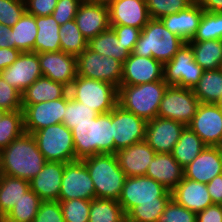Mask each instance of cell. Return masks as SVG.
<instances>
[{"instance_id":"1","label":"cell","mask_w":222,"mask_h":222,"mask_svg":"<svg viewBox=\"0 0 222 222\" xmlns=\"http://www.w3.org/2000/svg\"><path fill=\"white\" fill-rule=\"evenodd\" d=\"M46 162L33 135L24 132L0 151V174L30 181Z\"/></svg>"},{"instance_id":"2","label":"cell","mask_w":222,"mask_h":222,"mask_svg":"<svg viewBox=\"0 0 222 222\" xmlns=\"http://www.w3.org/2000/svg\"><path fill=\"white\" fill-rule=\"evenodd\" d=\"M72 136L77 160L95 154H114L111 111L99 114L89 123L75 124Z\"/></svg>"},{"instance_id":"3","label":"cell","mask_w":222,"mask_h":222,"mask_svg":"<svg viewBox=\"0 0 222 222\" xmlns=\"http://www.w3.org/2000/svg\"><path fill=\"white\" fill-rule=\"evenodd\" d=\"M82 161L94 183L95 198L118 200L127 176L116 154H95Z\"/></svg>"},{"instance_id":"4","label":"cell","mask_w":222,"mask_h":222,"mask_svg":"<svg viewBox=\"0 0 222 222\" xmlns=\"http://www.w3.org/2000/svg\"><path fill=\"white\" fill-rule=\"evenodd\" d=\"M185 42L165 27L160 19H150L143 27L133 54L152 57L163 64L170 61Z\"/></svg>"},{"instance_id":"5","label":"cell","mask_w":222,"mask_h":222,"mask_svg":"<svg viewBox=\"0 0 222 222\" xmlns=\"http://www.w3.org/2000/svg\"><path fill=\"white\" fill-rule=\"evenodd\" d=\"M169 85L155 81L140 85H121L118 88V105L146 121L157 117L160 102Z\"/></svg>"},{"instance_id":"6","label":"cell","mask_w":222,"mask_h":222,"mask_svg":"<svg viewBox=\"0 0 222 222\" xmlns=\"http://www.w3.org/2000/svg\"><path fill=\"white\" fill-rule=\"evenodd\" d=\"M72 99L95 110L98 114L108 113L118 104V88L95 79L77 76L69 87Z\"/></svg>"},{"instance_id":"7","label":"cell","mask_w":222,"mask_h":222,"mask_svg":"<svg viewBox=\"0 0 222 222\" xmlns=\"http://www.w3.org/2000/svg\"><path fill=\"white\" fill-rule=\"evenodd\" d=\"M32 135L46 161L69 163L77 160L72 130L65 124L50 125Z\"/></svg>"},{"instance_id":"8","label":"cell","mask_w":222,"mask_h":222,"mask_svg":"<svg viewBox=\"0 0 222 222\" xmlns=\"http://www.w3.org/2000/svg\"><path fill=\"white\" fill-rule=\"evenodd\" d=\"M172 193L147 176L127 177L118 199L127 215L135 206L148 202H169Z\"/></svg>"},{"instance_id":"9","label":"cell","mask_w":222,"mask_h":222,"mask_svg":"<svg viewBox=\"0 0 222 222\" xmlns=\"http://www.w3.org/2000/svg\"><path fill=\"white\" fill-rule=\"evenodd\" d=\"M122 74L123 63L88 47L77 56V76L108 82L119 88Z\"/></svg>"},{"instance_id":"10","label":"cell","mask_w":222,"mask_h":222,"mask_svg":"<svg viewBox=\"0 0 222 222\" xmlns=\"http://www.w3.org/2000/svg\"><path fill=\"white\" fill-rule=\"evenodd\" d=\"M203 72L194 60L191 47L184 43L174 57L164 63L163 80L169 86L193 89Z\"/></svg>"},{"instance_id":"11","label":"cell","mask_w":222,"mask_h":222,"mask_svg":"<svg viewBox=\"0 0 222 222\" xmlns=\"http://www.w3.org/2000/svg\"><path fill=\"white\" fill-rule=\"evenodd\" d=\"M200 101L189 88L168 86L160 102L157 116L185 124L191 122Z\"/></svg>"},{"instance_id":"12","label":"cell","mask_w":222,"mask_h":222,"mask_svg":"<svg viewBox=\"0 0 222 222\" xmlns=\"http://www.w3.org/2000/svg\"><path fill=\"white\" fill-rule=\"evenodd\" d=\"M147 121L116 105L111 111L114 154L135 143L145 140Z\"/></svg>"},{"instance_id":"13","label":"cell","mask_w":222,"mask_h":222,"mask_svg":"<svg viewBox=\"0 0 222 222\" xmlns=\"http://www.w3.org/2000/svg\"><path fill=\"white\" fill-rule=\"evenodd\" d=\"M95 198L94 183L82 160L65 164L58 201Z\"/></svg>"},{"instance_id":"14","label":"cell","mask_w":222,"mask_h":222,"mask_svg":"<svg viewBox=\"0 0 222 222\" xmlns=\"http://www.w3.org/2000/svg\"><path fill=\"white\" fill-rule=\"evenodd\" d=\"M66 110V96L38 104H22L24 130L34 133L50 125L63 122Z\"/></svg>"},{"instance_id":"15","label":"cell","mask_w":222,"mask_h":222,"mask_svg":"<svg viewBox=\"0 0 222 222\" xmlns=\"http://www.w3.org/2000/svg\"><path fill=\"white\" fill-rule=\"evenodd\" d=\"M207 146L222 147V111L213 103H200L187 125Z\"/></svg>"},{"instance_id":"16","label":"cell","mask_w":222,"mask_h":222,"mask_svg":"<svg viewBox=\"0 0 222 222\" xmlns=\"http://www.w3.org/2000/svg\"><path fill=\"white\" fill-rule=\"evenodd\" d=\"M185 127L181 122L157 116L147 121L145 141L156 153H171Z\"/></svg>"},{"instance_id":"17","label":"cell","mask_w":222,"mask_h":222,"mask_svg":"<svg viewBox=\"0 0 222 222\" xmlns=\"http://www.w3.org/2000/svg\"><path fill=\"white\" fill-rule=\"evenodd\" d=\"M74 20L87 41L111 27L108 4L97 0H83Z\"/></svg>"},{"instance_id":"18","label":"cell","mask_w":222,"mask_h":222,"mask_svg":"<svg viewBox=\"0 0 222 222\" xmlns=\"http://www.w3.org/2000/svg\"><path fill=\"white\" fill-rule=\"evenodd\" d=\"M0 76L22 94L35 80L43 76L38 53L21 52L12 65L0 72Z\"/></svg>"},{"instance_id":"19","label":"cell","mask_w":222,"mask_h":222,"mask_svg":"<svg viewBox=\"0 0 222 222\" xmlns=\"http://www.w3.org/2000/svg\"><path fill=\"white\" fill-rule=\"evenodd\" d=\"M43 76L68 88L77 77V57L63 51L38 53Z\"/></svg>"},{"instance_id":"20","label":"cell","mask_w":222,"mask_h":222,"mask_svg":"<svg viewBox=\"0 0 222 222\" xmlns=\"http://www.w3.org/2000/svg\"><path fill=\"white\" fill-rule=\"evenodd\" d=\"M163 70L162 62L131 53L123 63L121 85H140L163 80Z\"/></svg>"},{"instance_id":"21","label":"cell","mask_w":222,"mask_h":222,"mask_svg":"<svg viewBox=\"0 0 222 222\" xmlns=\"http://www.w3.org/2000/svg\"><path fill=\"white\" fill-rule=\"evenodd\" d=\"M222 174V147L206 146L202 152L184 168V177L200 183H209Z\"/></svg>"},{"instance_id":"22","label":"cell","mask_w":222,"mask_h":222,"mask_svg":"<svg viewBox=\"0 0 222 222\" xmlns=\"http://www.w3.org/2000/svg\"><path fill=\"white\" fill-rule=\"evenodd\" d=\"M108 8L110 25H126L143 29L150 20L146 0H111Z\"/></svg>"},{"instance_id":"23","label":"cell","mask_w":222,"mask_h":222,"mask_svg":"<svg viewBox=\"0 0 222 222\" xmlns=\"http://www.w3.org/2000/svg\"><path fill=\"white\" fill-rule=\"evenodd\" d=\"M120 168L127 177L145 176L156 152L145 140L117 151Z\"/></svg>"},{"instance_id":"24","label":"cell","mask_w":222,"mask_h":222,"mask_svg":"<svg viewBox=\"0 0 222 222\" xmlns=\"http://www.w3.org/2000/svg\"><path fill=\"white\" fill-rule=\"evenodd\" d=\"M65 164L47 161L43 169L30 180V189L42 201H58Z\"/></svg>"},{"instance_id":"25","label":"cell","mask_w":222,"mask_h":222,"mask_svg":"<svg viewBox=\"0 0 222 222\" xmlns=\"http://www.w3.org/2000/svg\"><path fill=\"white\" fill-rule=\"evenodd\" d=\"M172 199L188 210L198 213L213 205L205 183L183 178L171 191Z\"/></svg>"},{"instance_id":"26","label":"cell","mask_w":222,"mask_h":222,"mask_svg":"<svg viewBox=\"0 0 222 222\" xmlns=\"http://www.w3.org/2000/svg\"><path fill=\"white\" fill-rule=\"evenodd\" d=\"M145 176L154 179L171 192L183 180L184 168L171 153H156Z\"/></svg>"},{"instance_id":"27","label":"cell","mask_w":222,"mask_h":222,"mask_svg":"<svg viewBox=\"0 0 222 222\" xmlns=\"http://www.w3.org/2000/svg\"><path fill=\"white\" fill-rule=\"evenodd\" d=\"M203 12L204 9L195 2L189 8L166 15L160 20L167 29L187 43L196 34Z\"/></svg>"},{"instance_id":"28","label":"cell","mask_w":222,"mask_h":222,"mask_svg":"<svg viewBox=\"0 0 222 222\" xmlns=\"http://www.w3.org/2000/svg\"><path fill=\"white\" fill-rule=\"evenodd\" d=\"M69 88L52 79L41 76L35 80L22 94V104H38L65 97Z\"/></svg>"},{"instance_id":"29","label":"cell","mask_w":222,"mask_h":222,"mask_svg":"<svg viewBox=\"0 0 222 222\" xmlns=\"http://www.w3.org/2000/svg\"><path fill=\"white\" fill-rule=\"evenodd\" d=\"M37 36L34 44V52H56L61 51L59 30L60 25L49 16L36 17Z\"/></svg>"},{"instance_id":"30","label":"cell","mask_w":222,"mask_h":222,"mask_svg":"<svg viewBox=\"0 0 222 222\" xmlns=\"http://www.w3.org/2000/svg\"><path fill=\"white\" fill-rule=\"evenodd\" d=\"M87 47L100 55L114 58L121 63H124L131 54L121 40L117 38L111 27L90 39Z\"/></svg>"},{"instance_id":"31","label":"cell","mask_w":222,"mask_h":222,"mask_svg":"<svg viewBox=\"0 0 222 222\" xmlns=\"http://www.w3.org/2000/svg\"><path fill=\"white\" fill-rule=\"evenodd\" d=\"M195 62L204 70L222 68V40L188 41Z\"/></svg>"},{"instance_id":"32","label":"cell","mask_w":222,"mask_h":222,"mask_svg":"<svg viewBox=\"0 0 222 222\" xmlns=\"http://www.w3.org/2000/svg\"><path fill=\"white\" fill-rule=\"evenodd\" d=\"M29 189L30 181L0 174V217H5Z\"/></svg>"},{"instance_id":"33","label":"cell","mask_w":222,"mask_h":222,"mask_svg":"<svg viewBox=\"0 0 222 222\" xmlns=\"http://www.w3.org/2000/svg\"><path fill=\"white\" fill-rule=\"evenodd\" d=\"M206 146L201 138L186 126L171 154L183 168H186Z\"/></svg>"},{"instance_id":"34","label":"cell","mask_w":222,"mask_h":222,"mask_svg":"<svg viewBox=\"0 0 222 222\" xmlns=\"http://www.w3.org/2000/svg\"><path fill=\"white\" fill-rule=\"evenodd\" d=\"M37 36L36 17L25 12L11 27V48L21 52H34Z\"/></svg>"},{"instance_id":"35","label":"cell","mask_w":222,"mask_h":222,"mask_svg":"<svg viewBox=\"0 0 222 222\" xmlns=\"http://www.w3.org/2000/svg\"><path fill=\"white\" fill-rule=\"evenodd\" d=\"M192 90L200 103L215 104L222 95V68L204 70L199 82Z\"/></svg>"},{"instance_id":"36","label":"cell","mask_w":222,"mask_h":222,"mask_svg":"<svg viewBox=\"0 0 222 222\" xmlns=\"http://www.w3.org/2000/svg\"><path fill=\"white\" fill-rule=\"evenodd\" d=\"M89 222H126V214L114 199L91 200Z\"/></svg>"},{"instance_id":"37","label":"cell","mask_w":222,"mask_h":222,"mask_svg":"<svg viewBox=\"0 0 222 222\" xmlns=\"http://www.w3.org/2000/svg\"><path fill=\"white\" fill-rule=\"evenodd\" d=\"M59 39L61 51L76 57L87 48L88 44V41L78 29L75 20H71L60 26Z\"/></svg>"},{"instance_id":"38","label":"cell","mask_w":222,"mask_h":222,"mask_svg":"<svg viewBox=\"0 0 222 222\" xmlns=\"http://www.w3.org/2000/svg\"><path fill=\"white\" fill-rule=\"evenodd\" d=\"M41 202L40 197L29 189L5 218L14 222H33Z\"/></svg>"},{"instance_id":"39","label":"cell","mask_w":222,"mask_h":222,"mask_svg":"<svg viewBox=\"0 0 222 222\" xmlns=\"http://www.w3.org/2000/svg\"><path fill=\"white\" fill-rule=\"evenodd\" d=\"M24 132L22 110L6 112L0 120V151Z\"/></svg>"},{"instance_id":"40","label":"cell","mask_w":222,"mask_h":222,"mask_svg":"<svg viewBox=\"0 0 222 222\" xmlns=\"http://www.w3.org/2000/svg\"><path fill=\"white\" fill-rule=\"evenodd\" d=\"M98 115L99 114L95 110L72 99L69 93L66 95V110L64 112L62 123L70 130L75 127V124L89 123Z\"/></svg>"},{"instance_id":"41","label":"cell","mask_w":222,"mask_h":222,"mask_svg":"<svg viewBox=\"0 0 222 222\" xmlns=\"http://www.w3.org/2000/svg\"><path fill=\"white\" fill-rule=\"evenodd\" d=\"M222 40V12H203L196 34L190 41Z\"/></svg>"},{"instance_id":"42","label":"cell","mask_w":222,"mask_h":222,"mask_svg":"<svg viewBox=\"0 0 222 222\" xmlns=\"http://www.w3.org/2000/svg\"><path fill=\"white\" fill-rule=\"evenodd\" d=\"M196 0H146L150 19H161L189 8Z\"/></svg>"},{"instance_id":"43","label":"cell","mask_w":222,"mask_h":222,"mask_svg":"<svg viewBox=\"0 0 222 222\" xmlns=\"http://www.w3.org/2000/svg\"><path fill=\"white\" fill-rule=\"evenodd\" d=\"M169 202H148L135 206L127 215L126 222H157Z\"/></svg>"},{"instance_id":"44","label":"cell","mask_w":222,"mask_h":222,"mask_svg":"<svg viewBox=\"0 0 222 222\" xmlns=\"http://www.w3.org/2000/svg\"><path fill=\"white\" fill-rule=\"evenodd\" d=\"M65 222H89L91 200L59 201Z\"/></svg>"},{"instance_id":"45","label":"cell","mask_w":222,"mask_h":222,"mask_svg":"<svg viewBox=\"0 0 222 222\" xmlns=\"http://www.w3.org/2000/svg\"><path fill=\"white\" fill-rule=\"evenodd\" d=\"M26 12L24 0H0V23L13 27Z\"/></svg>"},{"instance_id":"46","label":"cell","mask_w":222,"mask_h":222,"mask_svg":"<svg viewBox=\"0 0 222 222\" xmlns=\"http://www.w3.org/2000/svg\"><path fill=\"white\" fill-rule=\"evenodd\" d=\"M0 109L6 112L22 110V96L21 93L10 86L0 76Z\"/></svg>"},{"instance_id":"47","label":"cell","mask_w":222,"mask_h":222,"mask_svg":"<svg viewBox=\"0 0 222 222\" xmlns=\"http://www.w3.org/2000/svg\"><path fill=\"white\" fill-rule=\"evenodd\" d=\"M157 222H196V213L171 199Z\"/></svg>"},{"instance_id":"48","label":"cell","mask_w":222,"mask_h":222,"mask_svg":"<svg viewBox=\"0 0 222 222\" xmlns=\"http://www.w3.org/2000/svg\"><path fill=\"white\" fill-rule=\"evenodd\" d=\"M33 222H65L59 201H42Z\"/></svg>"},{"instance_id":"49","label":"cell","mask_w":222,"mask_h":222,"mask_svg":"<svg viewBox=\"0 0 222 222\" xmlns=\"http://www.w3.org/2000/svg\"><path fill=\"white\" fill-rule=\"evenodd\" d=\"M82 2L83 0H58L51 15L61 26L66 22L74 20Z\"/></svg>"},{"instance_id":"50","label":"cell","mask_w":222,"mask_h":222,"mask_svg":"<svg viewBox=\"0 0 222 222\" xmlns=\"http://www.w3.org/2000/svg\"><path fill=\"white\" fill-rule=\"evenodd\" d=\"M117 38L125 45V48L133 53L135 44L140 37L142 29L126 25H110Z\"/></svg>"},{"instance_id":"51","label":"cell","mask_w":222,"mask_h":222,"mask_svg":"<svg viewBox=\"0 0 222 222\" xmlns=\"http://www.w3.org/2000/svg\"><path fill=\"white\" fill-rule=\"evenodd\" d=\"M24 2L26 12L37 17L51 15L58 0H24Z\"/></svg>"},{"instance_id":"52","label":"cell","mask_w":222,"mask_h":222,"mask_svg":"<svg viewBox=\"0 0 222 222\" xmlns=\"http://www.w3.org/2000/svg\"><path fill=\"white\" fill-rule=\"evenodd\" d=\"M196 222H222V204H213L196 213Z\"/></svg>"},{"instance_id":"53","label":"cell","mask_w":222,"mask_h":222,"mask_svg":"<svg viewBox=\"0 0 222 222\" xmlns=\"http://www.w3.org/2000/svg\"><path fill=\"white\" fill-rule=\"evenodd\" d=\"M206 185L213 204H222V174L215 176Z\"/></svg>"},{"instance_id":"54","label":"cell","mask_w":222,"mask_h":222,"mask_svg":"<svg viewBox=\"0 0 222 222\" xmlns=\"http://www.w3.org/2000/svg\"><path fill=\"white\" fill-rule=\"evenodd\" d=\"M20 54L21 51L15 48H0V72L12 65Z\"/></svg>"},{"instance_id":"55","label":"cell","mask_w":222,"mask_h":222,"mask_svg":"<svg viewBox=\"0 0 222 222\" xmlns=\"http://www.w3.org/2000/svg\"><path fill=\"white\" fill-rule=\"evenodd\" d=\"M206 12H222V0H196Z\"/></svg>"},{"instance_id":"56","label":"cell","mask_w":222,"mask_h":222,"mask_svg":"<svg viewBox=\"0 0 222 222\" xmlns=\"http://www.w3.org/2000/svg\"><path fill=\"white\" fill-rule=\"evenodd\" d=\"M11 48V27L0 23V48Z\"/></svg>"},{"instance_id":"57","label":"cell","mask_w":222,"mask_h":222,"mask_svg":"<svg viewBox=\"0 0 222 222\" xmlns=\"http://www.w3.org/2000/svg\"><path fill=\"white\" fill-rule=\"evenodd\" d=\"M220 110L222 111V95L220 96V98L218 99V101L215 103Z\"/></svg>"},{"instance_id":"58","label":"cell","mask_w":222,"mask_h":222,"mask_svg":"<svg viewBox=\"0 0 222 222\" xmlns=\"http://www.w3.org/2000/svg\"><path fill=\"white\" fill-rule=\"evenodd\" d=\"M0 222H14V221L8 220L5 217H0Z\"/></svg>"},{"instance_id":"59","label":"cell","mask_w":222,"mask_h":222,"mask_svg":"<svg viewBox=\"0 0 222 222\" xmlns=\"http://www.w3.org/2000/svg\"><path fill=\"white\" fill-rule=\"evenodd\" d=\"M5 113H6V111L0 109V120H1L2 116H3Z\"/></svg>"},{"instance_id":"60","label":"cell","mask_w":222,"mask_h":222,"mask_svg":"<svg viewBox=\"0 0 222 222\" xmlns=\"http://www.w3.org/2000/svg\"><path fill=\"white\" fill-rule=\"evenodd\" d=\"M97 1L108 4L111 0H97Z\"/></svg>"}]
</instances>
